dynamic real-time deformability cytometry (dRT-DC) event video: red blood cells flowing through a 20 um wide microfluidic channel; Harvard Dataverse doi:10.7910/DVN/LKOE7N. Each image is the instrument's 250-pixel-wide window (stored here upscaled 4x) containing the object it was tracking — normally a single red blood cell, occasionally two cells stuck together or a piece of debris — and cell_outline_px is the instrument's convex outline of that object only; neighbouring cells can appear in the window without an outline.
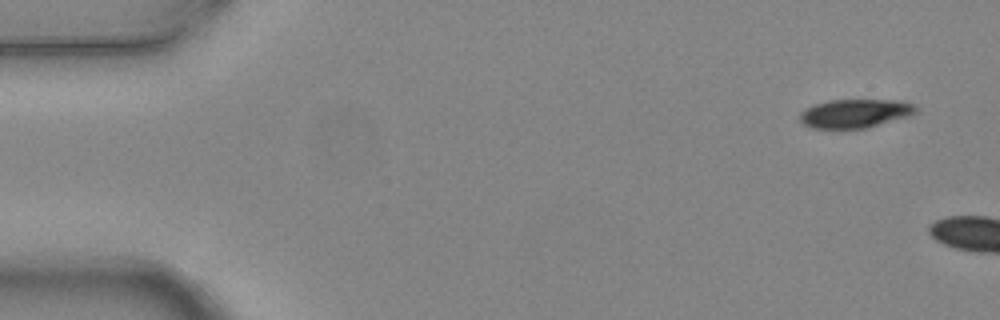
{"species": "common noctule bat (a hibernating species)", "species_latin": "Nyctalus noctula", "temperature_condition": "warm", "stored_images_in_passage": 2, "camera_frame_rate_fps": 3000, "um_per_image_px": 0.085, "animal": {"sex": "female", "body_mass_g": 24.6, "forearm_length_mm": 56.2}, "frame": {"image": 1, "passage_image": 1, "time_ms": 0.0, "image_size_px": [1000, 320], "cell_outline_px": [[920, 108], [912, 116], [868, 128], [812, 128], [804, 124], [800, 120], [800, 112], [804, 108], [828, 100], [900, 100], [912, 104]], "centroid_in_image_um": [72.73, 9.64], "position_along_channel_um": 12.3, "area_um2": 19.65}}